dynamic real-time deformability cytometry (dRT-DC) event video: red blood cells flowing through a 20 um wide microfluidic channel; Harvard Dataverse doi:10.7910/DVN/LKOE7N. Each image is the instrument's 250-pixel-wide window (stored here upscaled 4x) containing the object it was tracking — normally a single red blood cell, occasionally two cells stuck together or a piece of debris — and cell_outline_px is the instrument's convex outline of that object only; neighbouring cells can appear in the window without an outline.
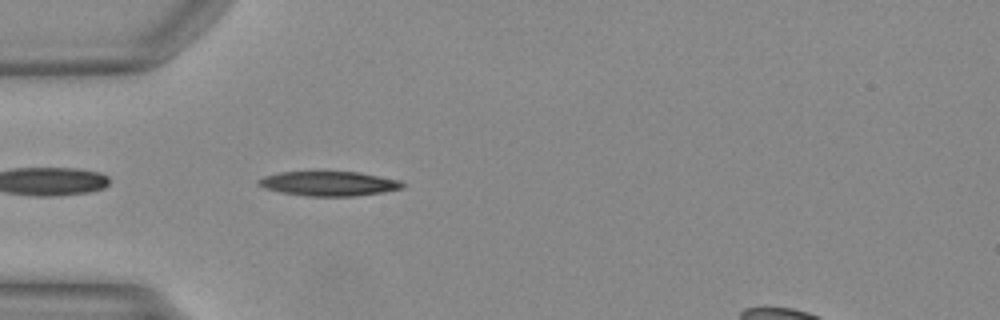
{"species": "Egyptian fruit bat (a non-hibernating species)", "species_latin": "Rousettus aegyptiacus", "temperature_condition": "warm", "stored_images_in_passage": 18, "camera_frame_rate_fps": 3000, "um_per_image_px": 0.085, "animal": {"sex": "female"}, "frame": {"image": 1, "passage_image": 2, "time_ms": 0.333, "image_size_px": [1000, 320], "cell_outline_px": [[404, 188], [384, 192], [356, 196], [308, 196], [284, 192], [264, 188], [256, 184], [256, 180], [264, 176], [280, 172], [356, 172], [396, 180], [404, 184]], "centroid_in_image_um": [27.91, 15.61], "position_along_channel_um": 57.1, "area_um2": 20.29}}
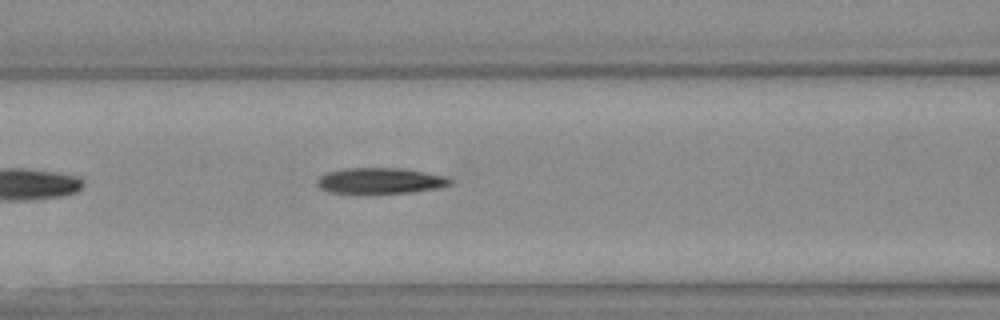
{"frame": {"image": 2, "passage_image": 8, "time_ms": 2.333, "image_size_px": [1000, 320], "cell_outline_px": [[452, 184], [440, 188], [408, 192], [356, 196], [328, 192], [320, 188], [316, 184], [316, 180], [320, 176], [328, 172], [344, 168], [400, 168], [444, 176], [452, 180]], "centroid_in_image_um": [32.23, 15.41], "position_along_channel_um": 134.4, "area_um2": 20.75}}
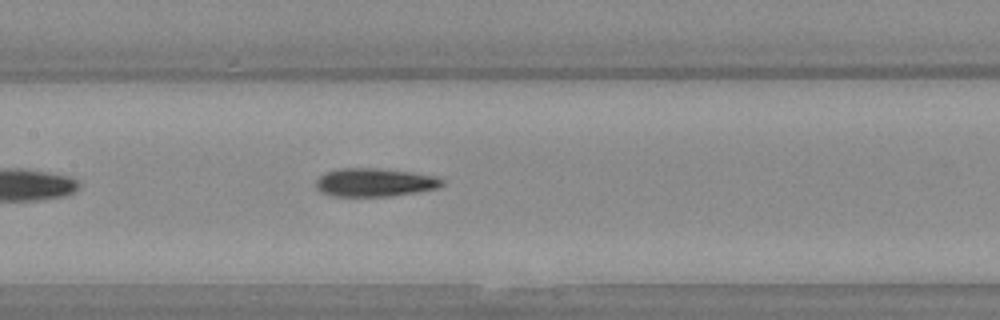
{"frame": {"image": 3, "passage_image": 11, "time_ms": 3.333, "image_size_px": [1000, 320], "cell_outline_px": [[444, 184], [440, 188], [420, 192], [392, 196], [332, 196], [320, 192], [316, 188], [316, 180], [320, 176], [328, 172], [340, 168], [376, 168], [412, 172], [436, 176], [444, 180]], "centroid_in_image_um": [31.89, 15.51], "position_along_channel_um": 175.5, "area_um2": 21.04}}